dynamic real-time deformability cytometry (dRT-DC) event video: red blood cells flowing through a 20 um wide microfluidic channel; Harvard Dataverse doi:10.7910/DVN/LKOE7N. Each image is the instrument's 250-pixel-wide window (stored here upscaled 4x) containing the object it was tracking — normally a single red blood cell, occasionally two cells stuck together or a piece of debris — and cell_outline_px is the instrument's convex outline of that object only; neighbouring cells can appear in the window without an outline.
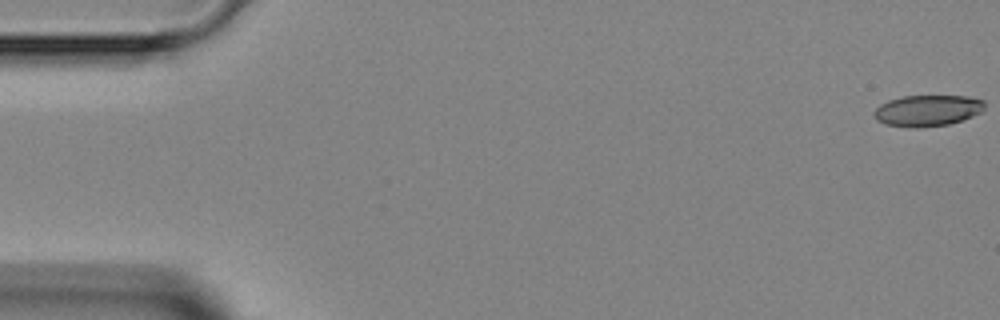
{"species": "Egyptian fruit bat (a non-hibernating species)", "species_latin": "Rousettus aegyptiacus", "temperature_condition": "room temperature", "stored_images_in_passage": 6, "camera_frame_rate_fps": 3000, "um_per_image_px": 0.085, "animal": {"sex": "female"}, "frame": {"image": 1, "passage_image": 1, "time_ms": 0.0, "image_size_px": [1000, 320], "cell_outline_px": [[984, 108], [980, 112], [972, 116], [948, 124], [916, 128], [912, 128], [884, 124], [876, 120], [872, 112], [880, 104], [888, 100], [904, 96], [968, 96], [984, 100]], "centroid_in_image_um": [78.79, 9.39], "position_along_channel_um": 6.2, "area_um2": 20.11}}
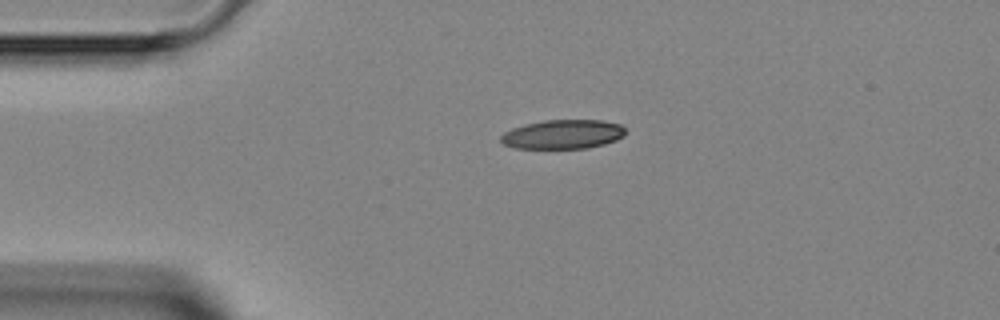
{"frame": {"image": 2, "passage_image": 4, "time_ms": 3.333, "image_size_px": [1000, 320], "cell_outline_px": [[624, 136], [616, 140], [604, 144], [588, 148], [516, 148], [504, 144], [500, 140], [500, 136], [504, 132], [512, 128], [524, 124], [544, 120], [604, 120], [620, 124], [624, 128]], "centroid_in_image_um": [47.84, 11.41], "position_along_channel_um": 37.2, "area_um2": 21.21}}
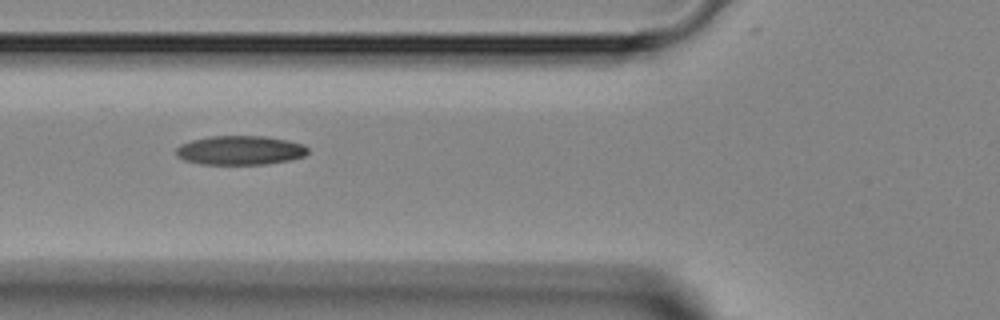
{"frame": {"image": 3, "passage_image": 6, "time_ms": 5.667, "image_size_px": [1000, 320], "cell_outline_px": [[308, 152], [304, 156], [288, 160], [268, 164], [200, 164], [184, 160], [176, 156], [176, 148], [180, 144], [192, 140], [208, 136], [264, 136], [304, 144], [308, 148]], "centroid_in_image_um": [20.38, 12.77], "position_along_channel_um": 105.4, "area_um2": 22.37}}